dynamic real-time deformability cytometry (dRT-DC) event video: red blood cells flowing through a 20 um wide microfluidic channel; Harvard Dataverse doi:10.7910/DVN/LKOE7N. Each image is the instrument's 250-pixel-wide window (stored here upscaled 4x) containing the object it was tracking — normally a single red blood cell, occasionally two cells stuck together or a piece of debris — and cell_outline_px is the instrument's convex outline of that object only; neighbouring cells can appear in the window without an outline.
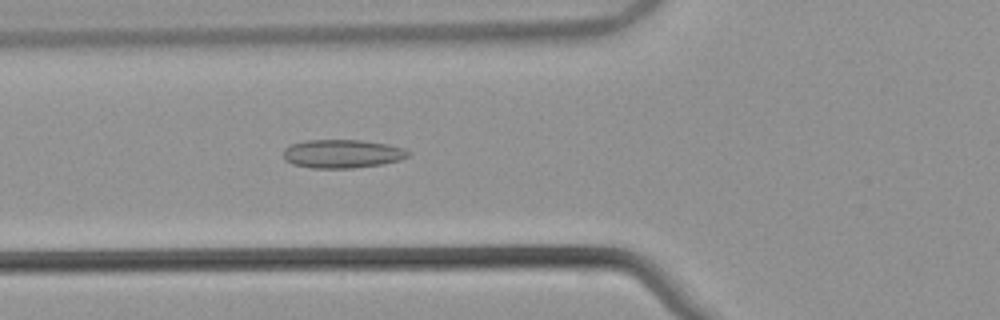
{"species": "common noctule bat (a hibernating species)", "species_latin": "Nyctalus noctula", "temperature_condition": "warm", "stored_images_in_passage": 46, "camera_frame_rate_fps": 3000, "um_per_image_px": 0.085, "animal": {"sex": "male", "body_mass_g": 21.5, "forearm_length_mm": 52.0}, "frame": {"image": 1, "passage_image": 13, "time_ms": 4.0, "image_size_px": [1000, 320], "cell_outline_px": [[412, 152], [408, 156], [400, 160], [384, 164], [352, 168], [312, 168], [292, 164], [284, 160], [284, 148], [292, 144], [308, 140], [360, 140], [388, 144], [404, 148]], "centroid_in_image_um": [29.12, 13.07], "position_along_channel_um": 96.7, "area_um2": 20.87}}
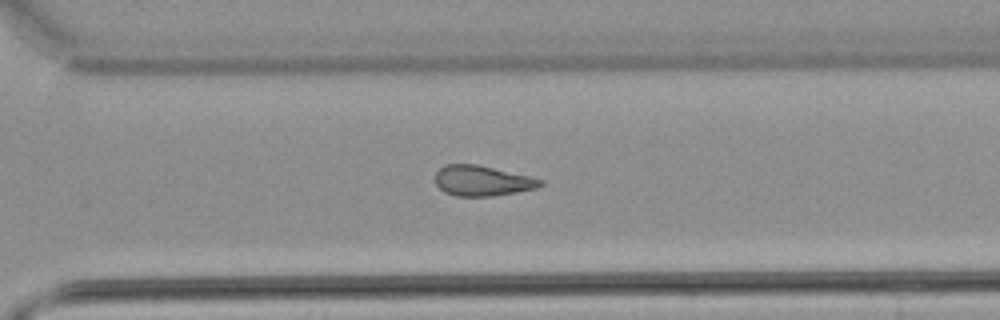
{"frame": {"image": 2, "passage_image": 31, "time_ms": 10.0, "image_size_px": [1000, 320], "cell_outline_px": [[544, 184], [536, 188], [516, 192], [492, 196], [456, 196], [444, 192], [436, 184], [436, 172], [444, 164], [476, 164], [528, 176], [544, 180]], "centroid_in_image_um": [40.97, 15.37], "position_along_channel_um": 329.6, "area_um2": 18.44}}
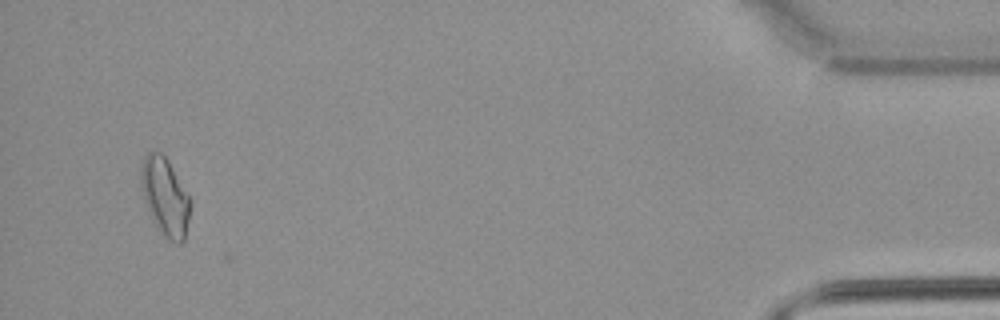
{"frame": {"image": 3, "passage_image": 44, "time_ms": 14.333, "image_size_px": [1000, 320], "cell_outline_px": [[188, 220], [184, 240], [180, 244], [168, 240], [160, 232], [148, 208], [140, 188], [140, 168], [144, 156], [148, 152], [160, 152], [168, 160], [188, 196]], "centroid_in_image_um": [13.99, 16.7], "position_along_channel_um": 421.2, "area_um2": 21.73}, "authors_computed_cell_mechanics": {"area_um2": 19.5364, "velocity_mm_per_s": 3.8835, "shape_relaxation_time_tau1_ms": null, "shape_relaxation_time_tau2_ms": 4.2943, "deformation_change_tau1": null, "deformation_change_tau2": 0.1221}}